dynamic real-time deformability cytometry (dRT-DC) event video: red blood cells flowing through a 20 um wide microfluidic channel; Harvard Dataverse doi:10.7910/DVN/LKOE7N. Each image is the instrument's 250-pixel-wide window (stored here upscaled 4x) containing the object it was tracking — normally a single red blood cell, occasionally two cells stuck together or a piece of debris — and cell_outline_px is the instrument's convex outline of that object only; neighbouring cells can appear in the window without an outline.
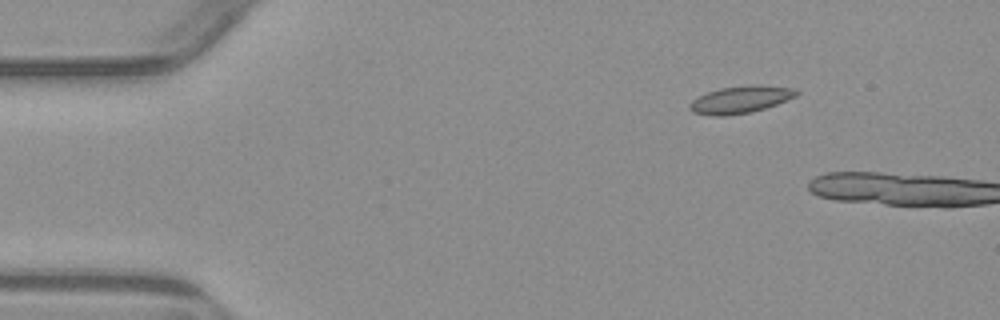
{"species": "common noctule bat (a hibernating species)", "species_latin": "Nyctalus noctula", "temperature_condition": "warm", "stored_images_in_passage": 3, "camera_frame_rate_fps": 3000, "um_per_image_px": 0.085, "animal": {"sex": "male", "body_mass_g": 23.1, "forearm_length_mm": 52.7}, "frame": {"image": 1, "passage_image": 2, "time_ms": 1.333, "image_size_px": [1000, 320], "cell_outline_px": [[800, 92], [796, 96], [776, 104], [752, 112], [724, 116], [712, 116], [692, 112], [688, 108], [688, 104], [696, 96], [720, 88], [752, 84], [760, 84], [796, 88]], "centroid_in_image_um": [62.93, 8.45], "position_along_channel_um": 22.1, "area_um2": 17.22}}